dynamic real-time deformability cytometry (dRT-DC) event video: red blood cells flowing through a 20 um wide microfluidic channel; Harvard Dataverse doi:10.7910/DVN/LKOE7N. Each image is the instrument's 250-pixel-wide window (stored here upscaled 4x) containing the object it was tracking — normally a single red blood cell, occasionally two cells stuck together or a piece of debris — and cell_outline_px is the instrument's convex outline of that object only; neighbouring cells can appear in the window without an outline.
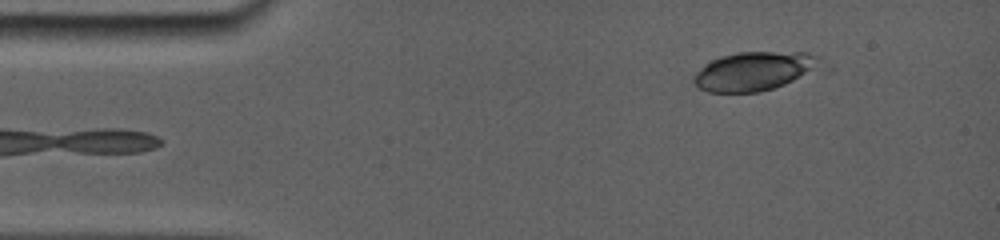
{"species": "common noctule bat (a hibernating species)", "species_latin": "Nyctalus noctula", "temperature_condition": "room temperature", "stored_images_in_passage": 6, "camera_frame_rate_fps": 5000, "um_per_image_px": 0.085, "animal": {"sex": "female", "body_mass_g": 19.0, "forearm_length_mm": 56.7}, "frame": {"image": 1, "passage_image": 4, "time_ms": 1.2, "image_size_px": [1000, 240], "cell_outline_px": [[832, 68], [824, 76], [760, 92], [708, 92], [700, 88], [692, 80], [692, 76], [704, 64], [720, 56], [736, 52], [808, 52], [824, 56], [832, 64]], "centroid_in_image_um": [64.56, 6.04], "position_along_channel_um": 20.4, "area_um2": 31.62}}